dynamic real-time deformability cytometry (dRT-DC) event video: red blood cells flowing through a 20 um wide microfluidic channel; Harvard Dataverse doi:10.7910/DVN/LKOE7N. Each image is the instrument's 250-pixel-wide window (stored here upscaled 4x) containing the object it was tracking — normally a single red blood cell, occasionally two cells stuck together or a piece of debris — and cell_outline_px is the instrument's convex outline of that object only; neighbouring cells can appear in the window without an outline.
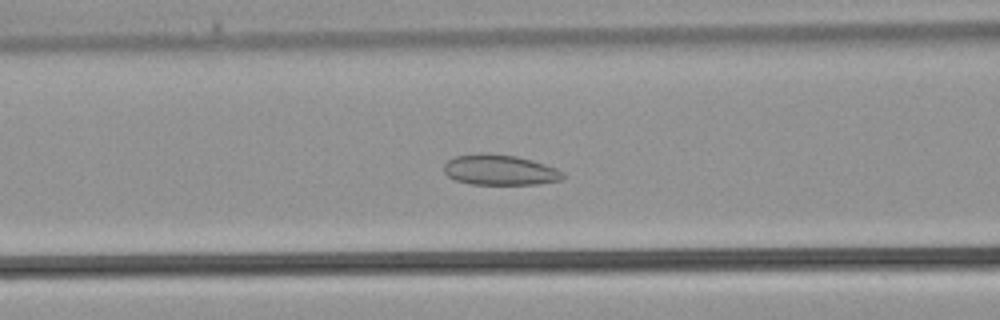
{"species": "common noctule bat (a hibernating species)", "species_latin": "Nyctalus noctula", "temperature_condition": "warm", "stored_images_in_passage": 35, "camera_frame_rate_fps": 3000, "um_per_image_px": 0.085, "animal": {"sex": "male", "body_mass_g": 21.5, "forearm_length_mm": 52.0}, "frame": {"image": 1, "passage_image": 12, "time_ms": 3.667, "image_size_px": [1000, 320], "cell_outline_px": [[568, 176], [564, 180], [536, 184], [472, 184], [456, 180], [448, 176], [444, 172], [444, 164], [448, 160], [456, 156], [480, 152], [488, 152], [516, 156], [532, 160], [556, 168], [564, 172]], "centroid_in_image_um": [42.52, 14.44], "position_along_channel_um": 124.1, "area_um2": 21.39}}
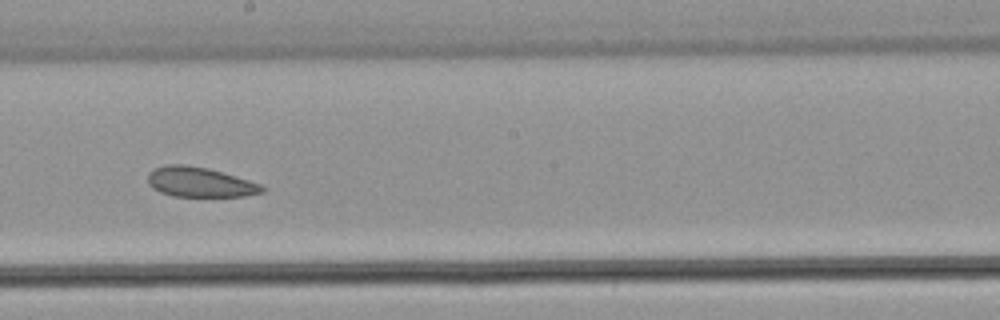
{"frame": {"image": 2, "passage_image": 18, "time_ms": 5.667, "image_size_px": [1000, 320], "cell_outline_px": [[268, 188], [264, 192], [244, 196], [172, 196], [160, 192], [152, 188], [148, 184], [148, 172], [156, 168], [168, 164], [184, 164], [208, 168], [248, 180], [260, 184]], "centroid_in_image_um": [16.98, 15.48], "position_along_channel_um": 231.2, "area_um2": 19.88}}
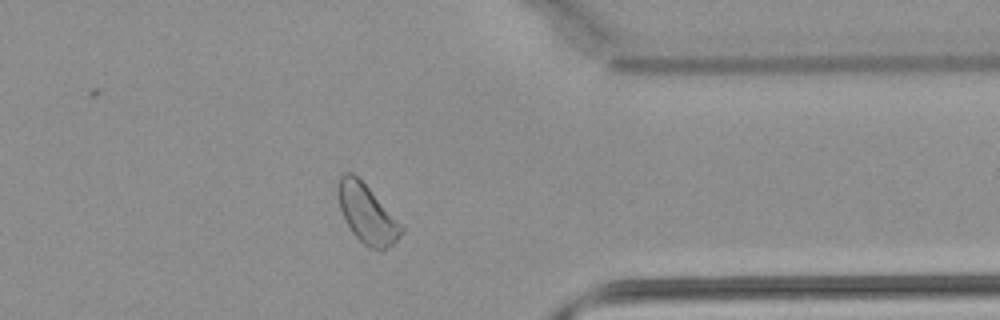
{"frame": {"image": 3, "passage_image": 27, "time_ms": 8.667, "image_size_px": [1000, 320], "cell_outline_px": [[404, 232], [384, 252], [380, 252], [368, 248], [352, 232], [340, 208], [336, 192], [336, 184], [340, 176], [344, 172], [352, 172], [368, 188], [404, 228]], "centroid_in_image_um": [31.17, 18.2], "position_along_channel_um": 380.2, "area_um2": 21.44}}